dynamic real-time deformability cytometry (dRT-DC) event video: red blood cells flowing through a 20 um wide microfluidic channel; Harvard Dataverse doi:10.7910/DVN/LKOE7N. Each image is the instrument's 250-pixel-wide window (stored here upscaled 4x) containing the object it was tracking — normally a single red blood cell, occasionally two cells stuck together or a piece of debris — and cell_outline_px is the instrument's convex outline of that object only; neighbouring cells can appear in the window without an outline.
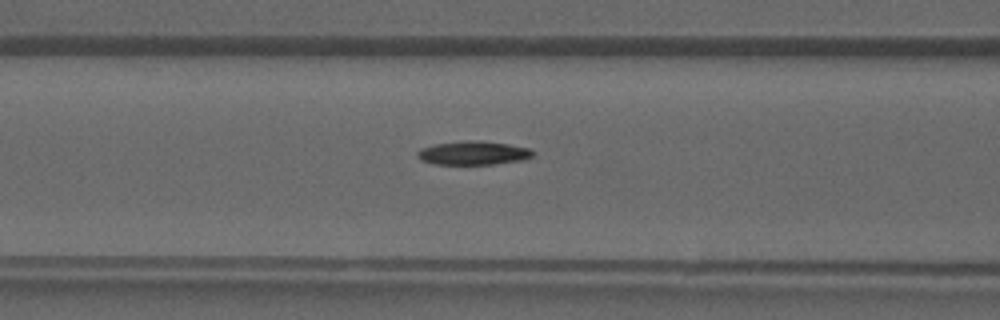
{"species": "common noctule bat (a hibernating species)", "species_latin": "Nyctalus noctula", "temperature_condition": "warm", "stored_images_in_passage": 40, "camera_frame_rate_fps": 3000, "um_per_image_px": 0.085, "animal": {"sex": "male", "forearm_length_mm": 52.5}, "frame": {"image": 1, "passage_image": 17, "time_ms": 5.333, "image_size_px": [1000, 320], "cell_outline_px": [[536, 152], [532, 156], [524, 160], [492, 164], [432, 164], [420, 160], [416, 156], [416, 152], [420, 148], [432, 144], [472, 140], [480, 140], [508, 144], [528, 148]], "centroid_in_image_um": [40.19, 13.0], "position_along_channel_um": 126.4, "area_um2": 16.13}}
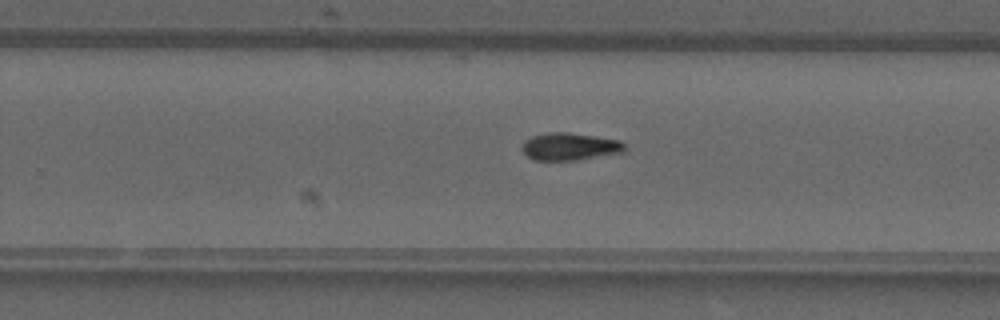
{"frame": {"image": 2, "passage_image": 26, "time_ms": 8.333, "image_size_px": [1000, 320], "cell_outline_px": [[624, 152], [576, 160], [532, 160], [520, 148], [524, 140], [532, 136], [548, 132], [568, 132], [620, 140], [624, 144]], "centroid_in_image_um": [48.39, 12.45], "position_along_channel_um": 281.4, "area_um2": 16.42}}
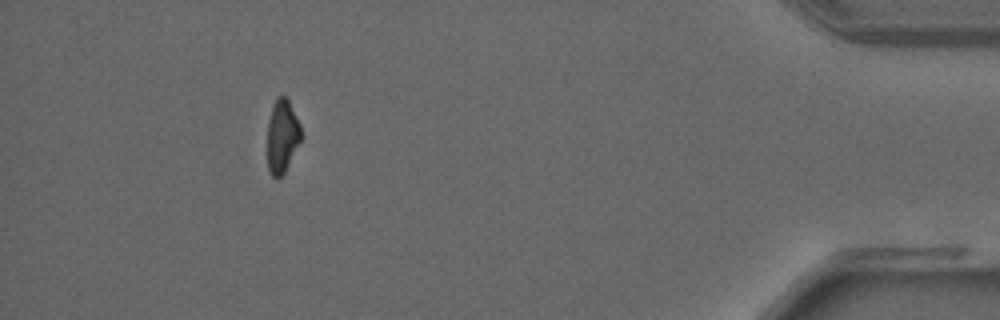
{"frame": {"image": 3, "passage_image": 37, "time_ms": 12.0, "image_size_px": [1000, 320], "cell_outline_px": [[300, 140], [284, 172], [276, 180], [272, 176], [268, 168], [268, 120], [272, 104], [276, 96], [284, 96], [288, 100], [300, 124]], "centroid_in_image_um": [23.95, 11.54], "position_along_channel_um": 411.2, "area_um2": 14.1}}